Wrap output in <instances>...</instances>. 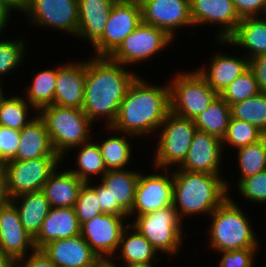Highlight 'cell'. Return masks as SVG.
<instances>
[{
	"mask_svg": "<svg viewBox=\"0 0 266 267\" xmlns=\"http://www.w3.org/2000/svg\"><path fill=\"white\" fill-rule=\"evenodd\" d=\"M114 0H78V32L76 40L91 47L102 35Z\"/></svg>",
	"mask_w": 266,
	"mask_h": 267,
	"instance_id": "24",
	"label": "cell"
},
{
	"mask_svg": "<svg viewBox=\"0 0 266 267\" xmlns=\"http://www.w3.org/2000/svg\"><path fill=\"white\" fill-rule=\"evenodd\" d=\"M38 114L45 121L54 151L61 158L93 138L95 124L82 109L53 104Z\"/></svg>",
	"mask_w": 266,
	"mask_h": 267,
	"instance_id": "5",
	"label": "cell"
},
{
	"mask_svg": "<svg viewBox=\"0 0 266 267\" xmlns=\"http://www.w3.org/2000/svg\"><path fill=\"white\" fill-rule=\"evenodd\" d=\"M227 47L242 50L245 57L254 58L266 54V15L243 18L235 32L227 39ZM239 47V48H238Z\"/></svg>",
	"mask_w": 266,
	"mask_h": 267,
	"instance_id": "25",
	"label": "cell"
},
{
	"mask_svg": "<svg viewBox=\"0 0 266 267\" xmlns=\"http://www.w3.org/2000/svg\"><path fill=\"white\" fill-rule=\"evenodd\" d=\"M115 2H128L129 0H114Z\"/></svg>",
	"mask_w": 266,
	"mask_h": 267,
	"instance_id": "57",
	"label": "cell"
},
{
	"mask_svg": "<svg viewBox=\"0 0 266 267\" xmlns=\"http://www.w3.org/2000/svg\"><path fill=\"white\" fill-rule=\"evenodd\" d=\"M61 63V64H60ZM57 63L54 104L61 107L82 109L84 103V82L86 58L65 59Z\"/></svg>",
	"mask_w": 266,
	"mask_h": 267,
	"instance_id": "19",
	"label": "cell"
},
{
	"mask_svg": "<svg viewBox=\"0 0 266 267\" xmlns=\"http://www.w3.org/2000/svg\"><path fill=\"white\" fill-rule=\"evenodd\" d=\"M80 234V224L75 210L69 208H51L45 217L40 232L34 238L36 249L58 239H65Z\"/></svg>",
	"mask_w": 266,
	"mask_h": 267,
	"instance_id": "28",
	"label": "cell"
},
{
	"mask_svg": "<svg viewBox=\"0 0 266 267\" xmlns=\"http://www.w3.org/2000/svg\"><path fill=\"white\" fill-rule=\"evenodd\" d=\"M98 267H119L111 263L110 261H102Z\"/></svg>",
	"mask_w": 266,
	"mask_h": 267,
	"instance_id": "54",
	"label": "cell"
},
{
	"mask_svg": "<svg viewBox=\"0 0 266 267\" xmlns=\"http://www.w3.org/2000/svg\"><path fill=\"white\" fill-rule=\"evenodd\" d=\"M73 208L80 226L102 214L97 193L88 183L82 185Z\"/></svg>",
	"mask_w": 266,
	"mask_h": 267,
	"instance_id": "41",
	"label": "cell"
},
{
	"mask_svg": "<svg viewBox=\"0 0 266 267\" xmlns=\"http://www.w3.org/2000/svg\"><path fill=\"white\" fill-rule=\"evenodd\" d=\"M38 112L20 94L8 95L0 103V125L22 130Z\"/></svg>",
	"mask_w": 266,
	"mask_h": 267,
	"instance_id": "34",
	"label": "cell"
},
{
	"mask_svg": "<svg viewBox=\"0 0 266 267\" xmlns=\"http://www.w3.org/2000/svg\"><path fill=\"white\" fill-rule=\"evenodd\" d=\"M230 119V106L218 95L204 112L193 119V122L197 130L204 131L222 140L227 133Z\"/></svg>",
	"mask_w": 266,
	"mask_h": 267,
	"instance_id": "33",
	"label": "cell"
},
{
	"mask_svg": "<svg viewBox=\"0 0 266 267\" xmlns=\"http://www.w3.org/2000/svg\"><path fill=\"white\" fill-rule=\"evenodd\" d=\"M129 223L151 243L160 256H165V260L178 257L184 251V244L187 245L185 240L189 236L185 230L188 229H185V223L179 218L174 205L135 216Z\"/></svg>",
	"mask_w": 266,
	"mask_h": 267,
	"instance_id": "6",
	"label": "cell"
},
{
	"mask_svg": "<svg viewBox=\"0 0 266 267\" xmlns=\"http://www.w3.org/2000/svg\"><path fill=\"white\" fill-rule=\"evenodd\" d=\"M173 205L179 218L184 222L188 218L202 216L208 218L210 214L229 196V191L235 183L230 177L203 172L183 171L172 169ZM228 180V181H227ZM196 215V216H195ZM207 216V217H206ZM204 217V218H203Z\"/></svg>",
	"mask_w": 266,
	"mask_h": 267,
	"instance_id": "3",
	"label": "cell"
},
{
	"mask_svg": "<svg viewBox=\"0 0 266 267\" xmlns=\"http://www.w3.org/2000/svg\"><path fill=\"white\" fill-rule=\"evenodd\" d=\"M140 6L142 22L164 30L175 41L180 35L179 29L187 28L191 29L189 33H196L190 16V0H143Z\"/></svg>",
	"mask_w": 266,
	"mask_h": 267,
	"instance_id": "14",
	"label": "cell"
},
{
	"mask_svg": "<svg viewBox=\"0 0 266 267\" xmlns=\"http://www.w3.org/2000/svg\"><path fill=\"white\" fill-rule=\"evenodd\" d=\"M143 0H129V2H137V3H141Z\"/></svg>",
	"mask_w": 266,
	"mask_h": 267,
	"instance_id": "55",
	"label": "cell"
},
{
	"mask_svg": "<svg viewBox=\"0 0 266 267\" xmlns=\"http://www.w3.org/2000/svg\"><path fill=\"white\" fill-rule=\"evenodd\" d=\"M142 169L108 170L100 179L112 196V204H118L127 214L131 212L135 188Z\"/></svg>",
	"mask_w": 266,
	"mask_h": 267,
	"instance_id": "30",
	"label": "cell"
},
{
	"mask_svg": "<svg viewBox=\"0 0 266 267\" xmlns=\"http://www.w3.org/2000/svg\"><path fill=\"white\" fill-rule=\"evenodd\" d=\"M29 1L30 0H0V2L10 12H12L14 14V16H17L16 12H18V15L23 14L25 12V10L27 9Z\"/></svg>",
	"mask_w": 266,
	"mask_h": 267,
	"instance_id": "48",
	"label": "cell"
},
{
	"mask_svg": "<svg viewBox=\"0 0 266 267\" xmlns=\"http://www.w3.org/2000/svg\"><path fill=\"white\" fill-rule=\"evenodd\" d=\"M90 57V58H89ZM86 56L84 103L82 110L96 124L111 126L129 86L138 77L137 70L109 57ZM135 71V72H134Z\"/></svg>",
	"mask_w": 266,
	"mask_h": 267,
	"instance_id": "1",
	"label": "cell"
},
{
	"mask_svg": "<svg viewBox=\"0 0 266 267\" xmlns=\"http://www.w3.org/2000/svg\"><path fill=\"white\" fill-rule=\"evenodd\" d=\"M233 193L210 214L207 227V248L209 252L229 251L244 248H260V234L257 237L252 217L236 201ZM247 213V214H246ZM254 227V228H253Z\"/></svg>",
	"mask_w": 266,
	"mask_h": 267,
	"instance_id": "4",
	"label": "cell"
},
{
	"mask_svg": "<svg viewBox=\"0 0 266 267\" xmlns=\"http://www.w3.org/2000/svg\"><path fill=\"white\" fill-rule=\"evenodd\" d=\"M16 262L12 256L0 252V267H13Z\"/></svg>",
	"mask_w": 266,
	"mask_h": 267,
	"instance_id": "51",
	"label": "cell"
},
{
	"mask_svg": "<svg viewBox=\"0 0 266 267\" xmlns=\"http://www.w3.org/2000/svg\"><path fill=\"white\" fill-rule=\"evenodd\" d=\"M35 249L34 238L22 226L16 206L11 201L0 206V252L18 261Z\"/></svg>",
	"mask_w": 266,
	"mask_h": 267,
	"instance_id": "20",
	"label": "cell"
},
{
	"mask_svg": "<svg viewBox=\"0 0 266 267\" xmlns=\"http://www.w3.org/2000/svg\"><path fill=\"white\" fill-rule=\"evenodd\" d=\"M164 83L151 82L139 75L129 86L111 126L140 141H150L170 112L169 85Z\"/></svg>",
	"mask_w": 266,
	"mask_h": 267,
	"instance_id": "2",
	"label": "cell"
},
{
	"mask_svg": "<svg viewBox=\"0 0 266 267\" xmlns=\"http://www.w3.org/2000/svg\"><path fill=\"white\" fill-rule=\"evenodd\" d=\"M20 36H13V38L15 37L14 39L10 38V36L0 38V78L5 81L8 75H14L16 70L18 71L19 68H22V65L25 69L24 62L29 56L27 53L30 50L27 39L23 38L22 35Z\"/></svg>",
	"mask_w": 266,
	"mask_h": 267,
	"instance_id": "35",
	"label": "cell"
},
{
	"mask_svg": "<svg viewBox=\"0 0 266 267\" xmlns=\"http://www.w3.org/2000/svg\"><path fill=\"white\" fill-rule=\"evenodd\" d=\"M231 117L256 126L266 135V94L257 95L230 105Z\"/></svg>",
	"mask_w": 266,
	"mask_h": 267,
	"instance_id": "38",
	"label": "cell"
},
{
	"mask_svg": "<svg viewBox=\"0 0 266 267\" xmlns=\"http://www.w3.org/2000/svg\"><path fill=\"white\" fill-rule=\"evenodd\" d=\"M62 165L61 157H41L4 163L7 191L10 199L43 189L44 184Z\"/></svg>",
	"mask_w": 266,
	"mask_h": 267,
	"instance_id": "12",
	"label": "cell"
},
{
	"mask_svg": "<svg viewBox=\"0 0 266 267\" xmlns=\"http://www.w3.org/2000/svg\"><path fill=\"white\" fill-rule=\"evenodd\" d=\"M190 16L194 28L217 26L214 40H227L241 21L232 0H190Z\"/></svg>",
	"mask_w": 266,
	"mask_h": 267,
	"instance_id": "16",
	"label": "cell"
},
{
	"mask_svg": "<svg viewBox=\"0 0 266 267\" xmlns=\"http://www.w3.org/2000/svg\"><path fill=\"white\" fill-rule=\"evenodd\" d=\"M99 125L101 127V131L98 132H105L103 133L104 136L102 135L101 137L96 132L93 134V139L100 147L102 158L107 170L127 169L134 167V165L131 163H133V160L136 158L134 157V154L135 156L137 155L135 153L136 149L133 145L138 144V139L132 135L117 131L112 126L102 127L101 124ZM102 130L104 131L102 132ZM95 135H99V139H97ZM134 140L137 143L134 144ZM133 148L135 150H133Z\"/></svg>",
	"mask_w": 266,
	"mask_h": 267,
	"instance_id": "22",
	"label": "cell"
},
{
	"mask_svg": "<svg viewBox=\"0 0 266 267\" xmlns=\"http://www.w3.org/2000/svg\"><path fill=\"white\" fill-rule=\"evenodd\" d=\"M41 250L56 267H98L102 262L80 234L51 241Z\"/></svg>",
	"mask_w": 266,
	"mask_h": 267,
	"instance_id": "21",
	"label": "cell"
},
{
	"mask_svg": "<svg viewBox=\"0 0 266 267\" xmlns=\"http://www.w3.org/2000/svg\"><path fill=\"white\" fill-rule=\"evenodd\" d=\"M3 84V79L0 78V103L8 96L6 93H11L9 91L7 92V89H5L6 86H4Z\"/></svg>",
	"mask_w": 266,
	"mask_h": 267,
	"instance_id": "52",
	"label": "cell"
},
{
	"mask_svg": "<svg viewBox=\"0 0 266 267\" xmlns=\"http://www.w3.org/2000/svg\"><path fill=\"white\" fill-rule=\"evenodd\" d=\"M0 166H4V163L1 161V159H0Z\"/></svg>",
	"mask_w": 266,
	"mask_h": 267,
	"instance_id": "58",
	"label": "cell"
},
{
	"mask_svg": "<svg viewBox=\"0 0 266 267\" xmlns=\"http://www.w3.org/2000/svg\"><path fill=\"white\" fill-rule=\"evenodd\" d=\"M11 202L19 212L22 226L35 238L40 232L42 223L51 209L44 192L40 190L24 193L12 198Z\"/></svg>",
	"mask_w": 266,
	"mask_h": 267,
	"instance_id": "31",
	"label": "cell"
},
{
	"mask_svg": "<svg viewBox=\"0 0 266 267\" xmlns=\"http://www.w3.org/2000/svg\"><path fill=\"white\" fill-rule=\"evenodd\" d=\"M249 69L253 72L260 92L266 94V54L249 59Z\"/></svg>",
	"mask_w": 266,
	"mask_h": 267,
	"instance_id": "46",
	"label": "cell"
},
{
	"mask_svg": "<svg viewBox=\"0 0 266 267\" xmlns=\"http://www.w3.org/2000/svg\"><path fill=\"white\" fill-rule=\"evenodd\" d=\"M73 149H71L62 158V164L63 166L68 167L67 169L75 174L83 182L87 183L89 181L95 180L96 178V180H100L108 171L104 164L100 147L93 138L90 141L82 144L81 146L75 147ZM71 152L75 155L72 156ZM71 156L74 160L73 162H75V165H70L69 167L68 165L72 163H69V158ZM66 159H68V161Z\"/></svg>",
	"mask_w": 266,
	"mask_h": 267,
	"instance_id": "27",
	"label": "cell"
},
{
	"mask_svg": "<svg viewBox=\"0 0 266 267\" xmlns=\"http://www.w3.org/2000/svg\"><path fill=\"white\" fill-rule=\"evenodd\" d=\"M159 262H153V263H140V264H129V265H124L120 267H159L158 266ZM157 264V265H156Z\"/></svg>",
	"mask_w": 266,
	"mask_h": 267,
	"instance_id": "53",
	"label": "cell"
},
{
	"mask_svg": "<svg viewBox=\"0 0 266 267\" xmlns=\"http://www.w3.org/2000/svg\"><path fill=\"white\" fill-rule=\"evenodd\" d=\"M60 157L54 151L45 121L39 114L20 131L19 147L11 161Z\"/></svg>",
	"mask_w": 266,
	"mask_h": 267,
	"instance_id": "26",
	"label": "cell"
},
{
	"mask_svg": "<svg viewBox=\"0 0 266 267\" xmlns=\"http://www.w3.org/2000/svg\"><path fill=\"white\" fill-rule=\"evenodd\" d=\"M22 16L35 30H59L72 39L78 32V0H30Z\"/></svg>",
	"mask_w": 266,
	"mask_h": 267,
	"instance_id": "10",
	"label": "cell"
},
{
	"mask_svg": "<svg viewBox=\"0 0 266 267\" xmlns=\"http://www.w3.org/2000/svg\"><path fill=\"white\" fill-rule=\"evenodd\" d=\"M196 130L193 120L170 111L153 137L157 142H154L156 148L153 147L150 164L162 170L179 168L187 157Z\"/></svg>",
	"mask_w": 266,
	"mask_h": 267,
	"instance_id": "8",
	"label": "cell"
},
{
	"mask_svg": "<svg viewBox=\"0 0 266 267\" xmlns=\"http://www.w3.org/2000/svg\"><path fill=\"white\" fill-rule=\"evenodd\" d=\"M142 22L141 6L137 2H115L107 19L103 35L91 46L92 56L109 57Z\"/></svg>",
	"mask_w": 266,
	"mask_h": 267,
	"instance_id": "13",
	"label": "cell"
},
{
	"mask_svg": "<svg viewBox=\"0 0 266 267\" xmlns=\"http://www.w3.org/2000/svg\"><path fill=\"white\" fill-rule=\"evenodd\" d=\"M20 130L0 125V159L3 163L12 160L19 147Z\"/></svg>",
	"mask_w": 266,
	"mask_h": 267,
	"instance_id": "43",
	"label": "cell"
},
{
	"mask_svg": "<svg viewBox=\"0 0 266 267\" xmlns=\"http://www.w3.org/2000/svg\"><path fill=\"white\" fill-rule=\"evenodd\" d=\"M159 255L151 243L129 223L123 230L118 248L109 261L120 267L129 264L160 262L163 257Z\"/></svg>",
	"mask_w": 266,
	"mask_h": 267,
	"instance_id": "23",
	"label": "cell"
},
{
	"mask_svg": "<svg viewBox=\"0 0 266 267\" xmlns=\"http://www.w3.org/2000/svg\"><path fill=\"white\" fill-rule=\"evenodd\" d=\"M87 183L96 191L102 213L128 215L118 204H112V196L100 180H93Z\"/></svg>",
	"mask_w": 266,
	"mask_h": 267,
	"instance_id": "44",
	"label": "cell"
},
{
	"mask_svg": "<svg viewBox=\"0 0 266 267\" xmlns=\"http://www.w3.org/2000/svg\"><path fill=\"white\" fill-rule=\"evenodd\" d=\"M12 12H10L1 2H0V37L5 36V32L7 33V28H10V24L12 25ZM11 22V23H10ZM3 35V36H1Z\"/></svg>",
	"mask_w": 266,
	"mask_h": 267,
	"instance_id": "49",
	"label": "cell"
},
{
	"mask_svg": "<svg viewBox=\"0 0 266 267\" xmlns=\"http://www.w3.org/2000/svg\"><path fill=\"white\" fill-rule=\"evenodd\" d=\"M11 201L7 191L6 170L4 166H0V206Z\"/></svg>",
	"mask_w": 266,
	"mask_h": 267,
	"instance_id": "50",
	"label": "cell"
},
{
	"mask_svg": "<svg viewBox=\"0 0 266 267\" xmlns=\"http://www.w3.org/2000/svg\"><path fill=\"white\" fill-rule=\"evenodd\" d=\"M236 186L235 191H229V193L233 192L235 195L238 192V197L254 206L256 203L259 206L262 204L266 206V170L241 179Z\"/></svg>",
	"mask_w": 266,
	"mask_h": 267,
	"instance_id": "40",
	"label": "cell"
},
{
	"mask_svg": "<svg viewBox=\"0 0 266 267\" xmlns=\"http://www.w3.org/2000/svg\"><path fill=\"white\" fill-rule=\"evenodd\" d=\"M13 267H22L18 262H16Z\"/></svg>",
	"mask_w": 266,
	"mask_h": 267,
	"instance_id": "56",
	"label": "cell"
},
{
	"mask_svg": "<svg viewBox=\"0 0 266 267\" xmlns=\"http://www.w3.org/2000/svg\"><path fill=\"white\" fill-rule=\"evenodd\" d=\"M174 43L175 40L164 30L141 22L109 58L128 68L132 66L135 69L139 68L138 66L142 65V62H149V60L151 62L152 59L154 61L156 55H161V52L167 51Z\"/></svg>",
	"mask_w": 266,
	"mask_h": 267,
	"instance_id": "9",
	"label": "cell"
},
{
	"mask_svg": "<svg viewBox=\"0 0 266 267\" xmlns=\"http://www.w3.org/2000/svg\"><path fill=\"white\" fill-rule=\"evenodd\" d=\"M150 169L152 171L149 173L142 170L139 174L133 206L128 214L129 222L135 216L173 205L174 179L172 170H162L154 166H150Z\"/></svg>",
	"mask_w": 266,
	"mask_h": 267,
	"instance_id": "11",
	"label": "cell"
},
{
	"mask_svg": "<svg viewBox=\"0 0 266 267\" xmlns=\"http://www.w3.org/2000/svg\"><path fill=\"white\" fill-rule=\"evenodd\" d=\"M170 111L177 116L193 120L204 112L219 95L196 70H175L169 73ZM174 74V75H172Z\"/></svg>",
	"mask_w": 266,
	"mask_h": 267,
	"instance_id": "7",
	"label": "cell"
},
{
	"mask_svg": "<svg viewBox=\"0 0 266 267\" xmlns=\"http://www.w3.org/2000/svg\"><path fill=\"white\" fill-rule=\"evenodd\" d=\"M234 163L239 169V177L235 178L236 184L247 178L266 170V135L257 143L236 149Z\"/></svg>",
	"mask_w": 266,
	"mask_h": 267,
	"instance_id": "36",
	"label": "cell"
},
{
	"mask_svg": "<svg viewBox=\"0 0 266 267\" xmlns=\"http://www.w3.org/2000/svg\"><path fill=\"white\" fill-rule=\"evenodd\" d=\"M240 19L266 15V0H232Z\"/></svg>",
	"mask_w": 266,
	"mask_h": 267,
	"instance_id": "45",
	"label": "cell"
},
{
	"mask_svg": "<svg viewBox=\"0 0 266 267\" xmlns=\"http://www.w3.org/2000/svg\"><path fill=\"white\" fill-rule=\"evenodd\" d=\"M17 262L22 267H56L41 249H35Z\"/></svg>",
	"mask_w": 266,
	"mask_h": 267,
	"instance_id": "47",
	"label": "cell"
},
{
	"mask_svg": "<svg viewBox=\"0 0 266 267\" xmlns=\"http://www.w3.org/2000/svg\"><path fill=\"white\" fill-rule=\"evenodd\" d=\"M216 51L211 53L209 63L202 62L196 70L205 78L208 85L220 94L234 79L249 68V60L243 54L227 53L223 49L227 46V40H213ZM221 51H220V49ZM223 47V49H222ZM218 48V50H217ZM226 52V53H225Z\"/></svg>",
	"mask_w": 266,
	"mask_h": 267,
	"instance_id": "17",
	"label": "cell"
},
{
	"mask_svg": "<svg viewBox=\"0 0 266 267\" xmlns=\"http://www.w3.org/2000/svg\"><path fill=\"white\" fill-rule=\"evenodd\" d=\"M260 92L253 72L248 68L219 95L230 105L242 102Z\"/></svg>",
	"mask_w": 266,
	"mask_h": 267,
	"instance_id": "39",
	"label": "cell"
},
{
	"mask_svg": "<svg viewBox=\"0 0 266 267\" xmlns=\"http://www.w3.org/2000/svg\"><path fill=\"white\" fill-rule=\"evenodd\" d=\"M264 137L265 134L256 126L250 124L249 122L231 117L227 133L222 139L223 152L225 154L227 150L228 154V150L232 149V155V152H234L236 149L257 143Z\"/></svg>",
	"mask_w": 266,
	"mask_h": 267,
	"instance_id": "37",
	"label": "cell"
},
{
	"mask_svg": "<svg viewBox=\"0 0 266 267\" xmlns=\"http://www.w3.org/2000/svg\"><path fill=\"white\" fill-rule=\"evenodd\" d=\"M65 166L60 165L44 184L42 191L51 208H69L76 204L80 189L85 183ZM62 169V170H61Z\"/></svg>",
	"mask_w": 266,
	"mask_h": 267,
	"instance_id": "29",
	"label": "cell"
},
{
	"mask_svg": "<svg viewBox=\"0 0 266 267\" xmlns=\"http://www.w3.org/2000/svg\"><path fill=\"white\" fill-rule=\"evenodd\" d=\"M222 140L204 131L196 130L188 154L180 170L227 175L223 172L224 159ZM224 173V174H223Z\"/></svg>",
	"mask_w": 266,
	"mask_h": 267,
	"instance_id": "18",
	"label": "cell"
},
{
	"mask_svg": "<svg viewBox=\"0 0 266 267\" xmlns=\"http://www.w3.org/2000/svg\"><path fill=\"white\" fill-rule=\"evenodd\" d=\"M129 224L128 215L100 214L80 226V235L102 261L115 254L123 230Z\"/></svg>",
	"mask_w": 266,
	"mask_h": 267,
	"instance_id": "15",
	"label": "cell"
},
{
	"mask_svg": "<svg viewBox=\"0 0 266 267\" xmlns=\"http://www.w3.org/2000/svg\"><path fill=\"white\" fill-rule=\"evenodd\" d=\"M32 74L31 82L26 83V88H21L23 91H20L25 100L39 113L43 108L54 104L57 64Z\"/></svg>",
	"mask_w": 266,
	"mask_h": 267,
	"instance_id": "32",
	"label": "cell"
},
{
	"mask_svg": "<svg viewBox=\"0 0 266 267\" xmlns=\"http://www.w3.org/2000/svg\"><path fill=\"white\" fill-rule=\"evenodd\" d=\"M261 248H244L216 253L220 260L216 267H255ZM259 253V254H258ZM221 255V256H220Z\"/></svg>",
	"mask_w": 266,
	"mask_h": 267,
	"instance_id": "42",
	"label": "cell"
}]
</instances>
